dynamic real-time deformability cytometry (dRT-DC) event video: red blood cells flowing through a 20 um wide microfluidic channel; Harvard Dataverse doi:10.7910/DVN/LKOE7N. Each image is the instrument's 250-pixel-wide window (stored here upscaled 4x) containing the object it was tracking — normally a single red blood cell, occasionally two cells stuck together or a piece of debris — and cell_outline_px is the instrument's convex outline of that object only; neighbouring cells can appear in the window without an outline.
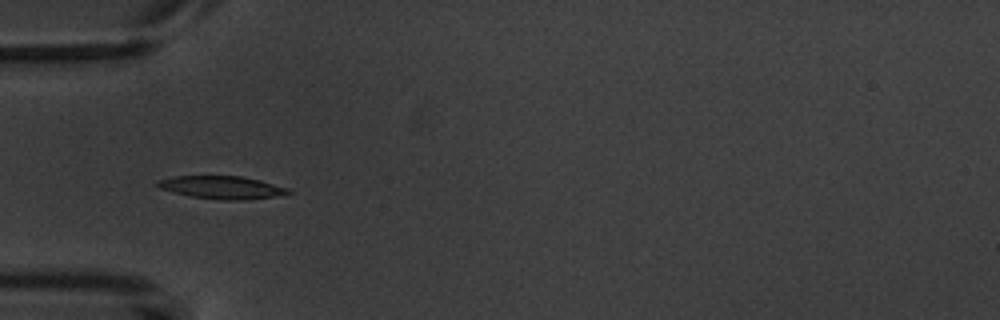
{"species": "common noctule bat (a hibernating species)", "species_latin": "Nyctalus noctula", "temperature_condition": "warm", "stored_images_in_passage": 10, "camera_frame_rate_fps": 3000, "um_per_image_px": 0.085, "animal": {"sex": "male", "body_mass_g": 20.1, "forearm_length_mm": 53.5}, "frame": {"image": 1, "passage_image": 4, "time_ms": 4.0, "image_size_px": [1000, 320], "cell_outline_px": [[292, 192], [276, 196], [240, 200], [220, 200], [192, 196], [160, 188], [152, 184], [156, 180], [176, 176], [244, 176], [260, 180], [288, 188]], "centroid_in_image_um": [18.83, 15.92], "position_along_channel_um": 66.2, "area_um2": 17.28}}
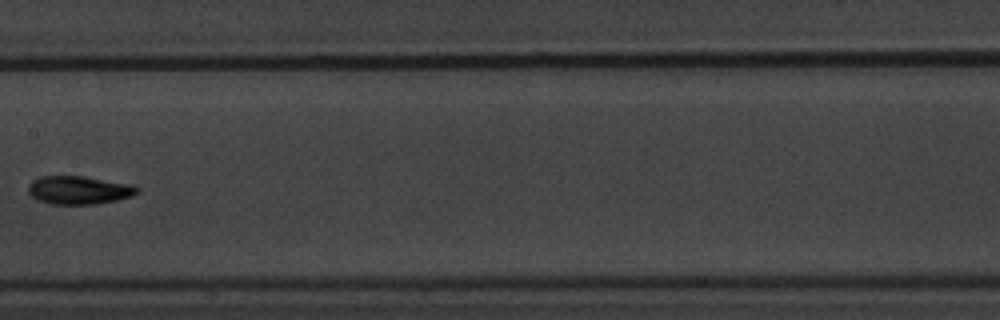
{"frame": {"image": 2, "passage_image": 7, "time_ms": 7.667, "image_size_px": [1000, 320], "cell_outline_px": [[140, 188], [132, 196], [116, 200], [96, 204], [52, 204], [36, 200], [28, 192], [28, 184], [32, 180], [40, 176], [84, 176], [132, 184]], "centroid_in_image_um": [6.68, 16.15], "position_along_channel_um": 200.7, "area_um2": 18.03}}
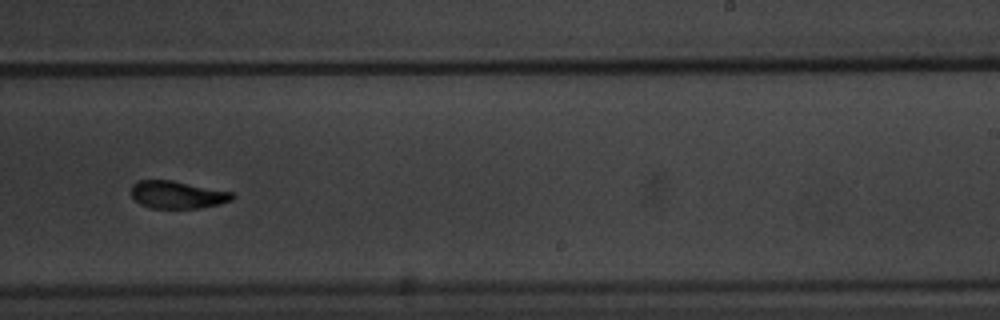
{"frame": {"image": 3, "passage_image": 9, "time_ms": 9.667, "image_size_px": [1000, 320], "cell_outline_px": [[236, 196], [232, 200], [220, 204], [200, 208], [152, 208], [140, 204], [132, 196], [132, 184], [140, 180], [172, 180], [232, 192]], "centroid_in_image_um": [15.1, 16.55], "position_along_channel_um": 273.9, "area_um2": 16.18}}